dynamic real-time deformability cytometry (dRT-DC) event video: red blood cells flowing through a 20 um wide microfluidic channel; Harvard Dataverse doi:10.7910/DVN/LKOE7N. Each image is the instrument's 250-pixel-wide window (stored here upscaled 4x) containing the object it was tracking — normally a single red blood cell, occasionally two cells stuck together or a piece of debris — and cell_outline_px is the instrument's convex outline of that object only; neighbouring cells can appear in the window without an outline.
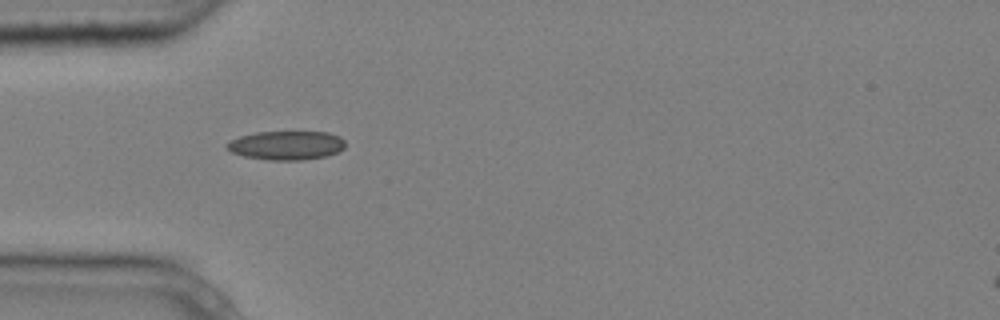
{"species": "common noctule bat (a hibernating species)", "species_latin": "Nyctalus noctula", "temperature_condition": "cold", "stored_images_in_passage": 6, "camera_frame_rate_fps": 3000, "um_per_image_px": 0.085, "animal": {"sex": "male", "body_mass_g": 20.4}, "frame": {"image": 1, "passage_image": 6, "time_ms": 1.667, "image_size_px": [1000, 320], "cell_outline_px": [[344, 148], [336, 152], [324, 156], [304, 160], [268, 160], [244, 156], [232, 152], [224, 148], [224, 144], [228, 140], [240, 136], [256, 132], [328, 132], [340, 136], [344, 140]], "centroid_in_image_um": [24.29, 12.35], "position_along_channel_um": 60.7, "area_um2": 20.06}}